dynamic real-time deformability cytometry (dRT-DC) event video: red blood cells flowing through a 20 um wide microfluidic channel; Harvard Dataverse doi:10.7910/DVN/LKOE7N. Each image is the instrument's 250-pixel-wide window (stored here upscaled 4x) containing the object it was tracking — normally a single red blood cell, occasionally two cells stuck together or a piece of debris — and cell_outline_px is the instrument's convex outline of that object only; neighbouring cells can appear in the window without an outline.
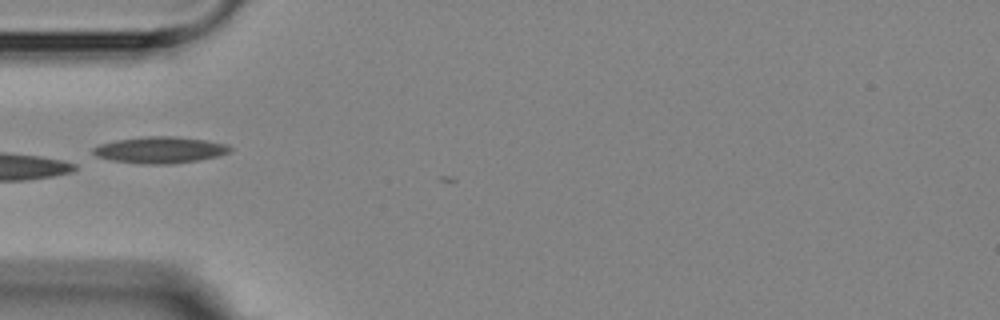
{"species": "Egyptian fruit bat (a non-hibernating species)", "species_latin": "Rousettus aegyptiacus", "temperature_condition": "room temperature", "stored_images_in_passage": 6, "camera_frame_rate_fps": 3000, "um_per_image_px": 0.085, "animal": {"sex": "female"}, "frame": {"image": 1, "passage_image": 4, "time_ms": 4.667, "image_size_px": [1000, 320], "cell_outline_px": [[232, 148], [228, 152], [216, 156], [196, 160], [172, 164], [144, 164], [112, 160], [96, 156], [92, 152], [92, 148], [100, 144], [116, 140], [148, 136], [176, 136], [204, 140], [228, 144]], "centroid_in_image_um": [13.58, 12.74], "position_along_channel_um": 71.4, "area_um2": 20.92}}
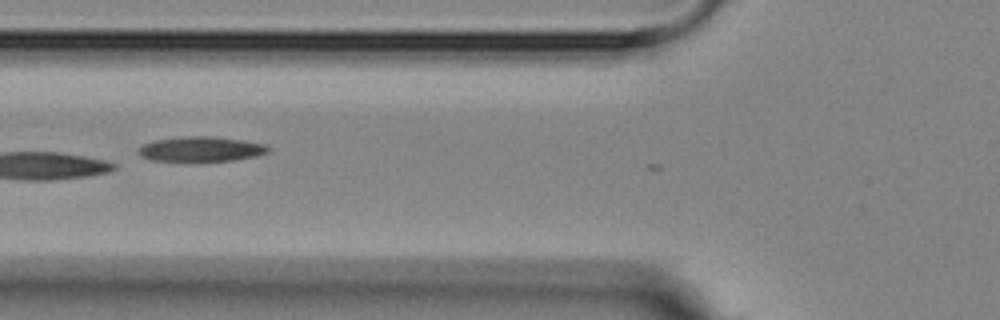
{"frame": {"image": 2, "passage_image": 5, "time_ms": 5.667, "image_size_px": [1000, 320], "cell_outline_px": [[272, 152], [256, 156], [236, 160], [196, 164], [192, 164], [152, 160], [140, 156], [136, 152], [144, 144], [156, 140], [184, 136], [212, 136], [244, 140], [264, 144], [272, 148]], "centroid_in_image_um": [17.12, 12.72], "position_along_channel_um": 108.7, "area_um2": 20.0}}